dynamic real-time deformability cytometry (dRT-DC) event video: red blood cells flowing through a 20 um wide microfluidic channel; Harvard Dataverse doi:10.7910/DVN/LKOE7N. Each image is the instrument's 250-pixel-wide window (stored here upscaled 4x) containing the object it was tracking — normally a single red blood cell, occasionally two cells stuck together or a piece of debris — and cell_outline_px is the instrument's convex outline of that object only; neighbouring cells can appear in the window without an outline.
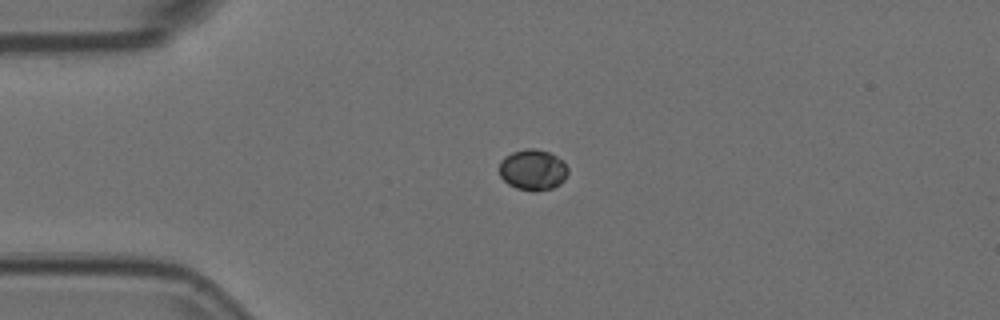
{"species": "Egyptian fruit bat (a non-hibernating species)", "species_latin": "Rousettus aegyptiacus", "temperature_condition": "room temperature", "stored_images_in_passage": 43, "camera_frame_rate_fps": 3000, "um_per_image_px": 0.085, "animal": {"sex": "female"}, "frame": {"image": 1, "passage_image": 1, "time_ms": 0.0, "image_size_px": [1000, 320], "cell_outline_px": [[568, 172], [564, 180], [560, 184], [552, 188], [536, 192], [516, 188], [508, 184], [500, 176], [500, 160], [504, 156], [512, 152], [524, 148], [532, 148], [548, 152], [556, 156], [568, 168]], "centroid_in_image_um": [45.27, 14.44], "position_along_channel_um": 39.7, "area_um2": 16.36}}
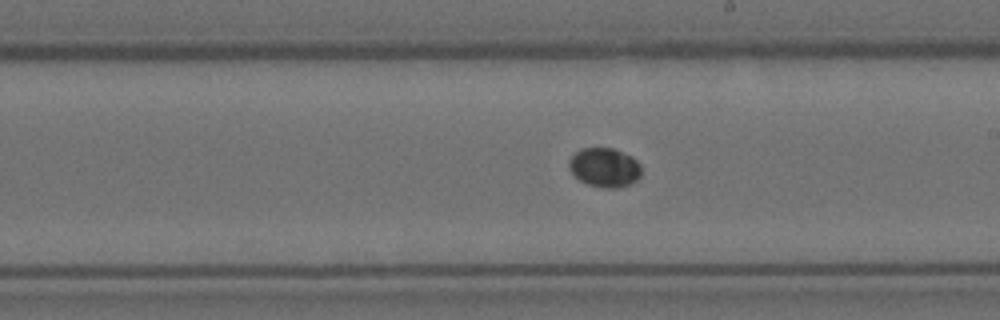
{"frame": {"image": 2, "passage_image": 19, "time_ms": 6.0, "image_size_px": [1000, 320], "cell_outline_px": [[640, 176], [636, 180], [628, 184], [616, 188], [604, 188], [588, 184], [580, 180], [568, 168], [568, 160], [580, 148], [612, 148], [632, 156], [640, 164]], "centroid_in_image_um": [51.37, 14.22], "position_along_channel_um": 237.6, "area_um2": 16.42}}
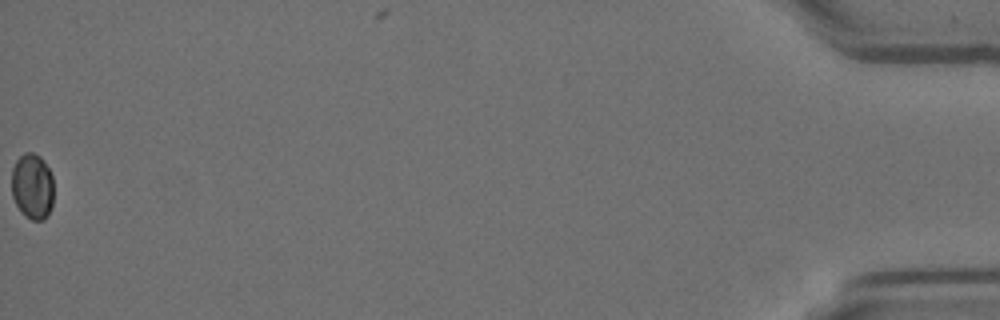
{"frame": {"image": 3, "passage_image": 43, "time_ms": 14.0, "image_size_px": [1000, 320], "cell_outline_px": [[52, 208], [48, 216], [44, 220], [32, 220], [24, 216], [20, 212], [12, 196], [12, 168], [16, 160], [24, 152], [32, 152], [40, 156], [44, 160], [52, 176]], "centroid_in_image_um": [2.74, 15.85], "position_along_channel_um": 432.5, "area_um2": 16.36}}